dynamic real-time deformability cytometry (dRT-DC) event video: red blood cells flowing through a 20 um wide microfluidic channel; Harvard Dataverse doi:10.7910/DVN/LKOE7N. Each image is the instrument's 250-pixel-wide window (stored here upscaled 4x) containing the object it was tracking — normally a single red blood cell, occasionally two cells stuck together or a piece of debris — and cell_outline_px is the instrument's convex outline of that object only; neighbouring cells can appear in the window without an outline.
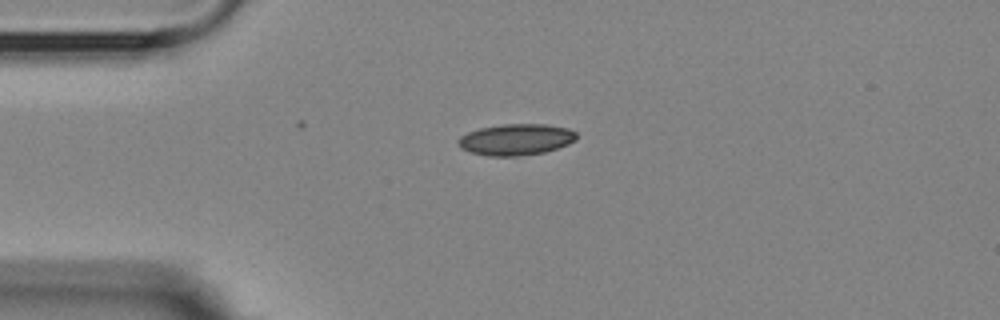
{"species": "Egyptian fruit bat (a non-hibernating species)", "species_latin": "Rousettus aegyptiacus", "temperature_condition": "room temperature", "stored_images_in_passage": 2, "camera_frame_rate_fps": 3000, "um_per_image_px": 0.085, "animal": {"sex": "female"}, "frame": {"image": 1, "passage_image": 1, "time_ms": 0.0, "image_size_px": [1000, 320], "cell_outline_px": [[576, 140], [568, 144], [544, 152], [516, 156], [488, 156], [472, 152], [460, 148], [456, 140], [460, 136], [468, 132], [480, 128], [504, 124], [544, 124], [568, 128], [576, 132]], "centroid_in_image_um": [43.84, 11.85], "position_along_channel_um": 41.2, "area_um2": 21.5}}